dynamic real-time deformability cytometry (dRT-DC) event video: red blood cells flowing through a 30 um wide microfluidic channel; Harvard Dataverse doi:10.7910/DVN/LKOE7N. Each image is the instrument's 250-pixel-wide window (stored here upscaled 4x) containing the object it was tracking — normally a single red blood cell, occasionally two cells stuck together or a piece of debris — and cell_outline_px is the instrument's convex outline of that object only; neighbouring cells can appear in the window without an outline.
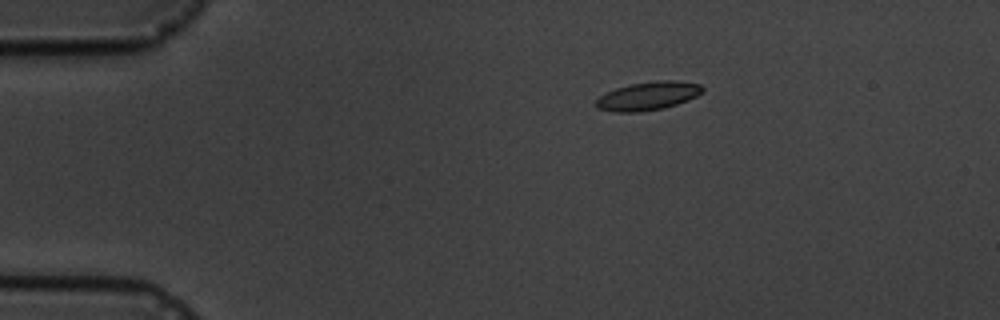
{"species": "common noctule bat (a hibernating species)", "species_latin": "Nyctalus noctula", "temperature_condition": "cold", "stored_images_in_passage": 3, "camera_frame_rate_fps": 3000, "um_per_image_px": 0.085, "animal": {"sex": "male", "body_mass_g": 19.5, "forearm_length_mm": 54.6}, "frame": {"image": 1, "passage_image": 1, "time_ms": 0.0, "image_size_px": [1000, 320], "cell_outline_px": [[704, 92], [688, 100], [664, 108], [640, 112], [612, 112], [596, 108], [596, 100], [600, 96], [616, 88], [632, 84], [656, 80], [676, 80], [700, 84], [704, 88]], "centroid_in_image_um": [55.1, 8.16], "position_along_channel_um": 29.9, "area_um2": 17.69}}